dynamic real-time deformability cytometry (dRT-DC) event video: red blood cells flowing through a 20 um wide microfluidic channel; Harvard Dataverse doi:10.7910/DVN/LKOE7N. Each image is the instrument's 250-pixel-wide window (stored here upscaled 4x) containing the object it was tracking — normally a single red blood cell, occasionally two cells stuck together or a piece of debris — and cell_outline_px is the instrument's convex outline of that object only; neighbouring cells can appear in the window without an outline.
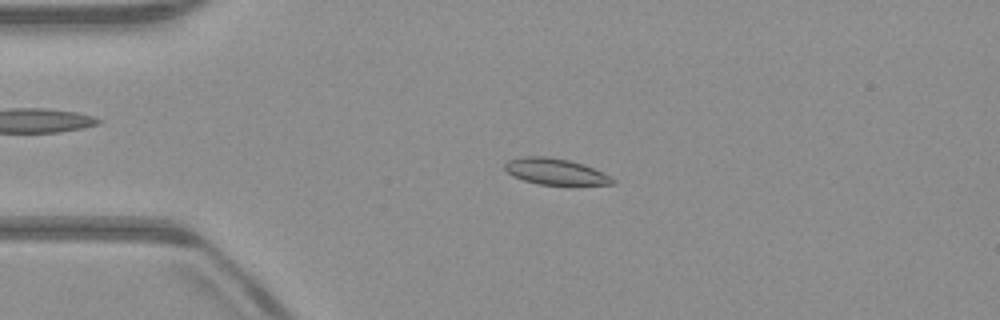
{"species": "common noctule bat (a hibernating species)", "species_latin": "Nyctalus noctula", "temperature_condition": "warm", "stored_images_in_passage": 52, "camera_frame_rate_fps": 3000, "um_per_image_px": 0.085, "animal": {"sex": "male", "body_mass_g": 23.1, "forearm_length_mm": 52.7}, "frame": {"image": 1, "passage_image": 12, "time_ms": 3.667, "image_size_px": [1000, 320], "cell_outline_px": [[616, 180], [612, 184], [536, 184], [512, 176], [504, 168], [504, 164], [508, 160], [524, 156], [548, 156], [568, 160], [584, 164]], "centroid_in_image_um": [47.13, 14.56], "position_along_channel_um": 37.9, "area_um2": 16.13}}
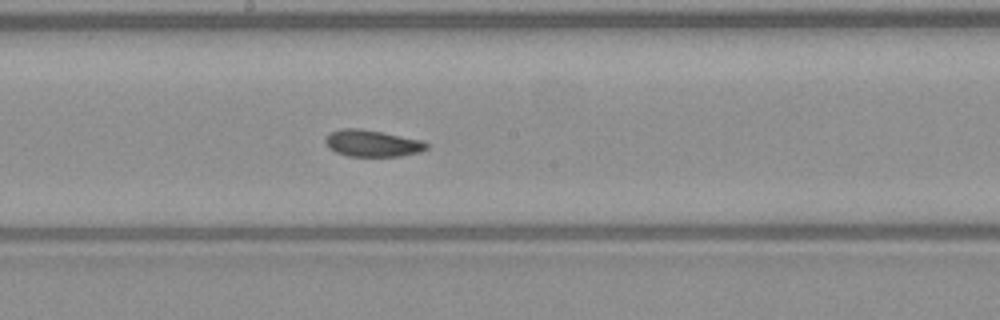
{"frame": {"image": 2, "passage_image": 28, "time_ms": 9.0, "image_size_px": [1000, 320], "cell_outline_px": [[428, 148], [420, 152], [400, 156], [348, 156], [336, 152], [328, 148], [324, 140], [332, 132], [340, 128], [360, 128], [424, 140], [428, 144]], "centroid_in_image_um": [31.66, 12.18], "position_along_channel_um": 216.5, "area_um2": 15.78}}
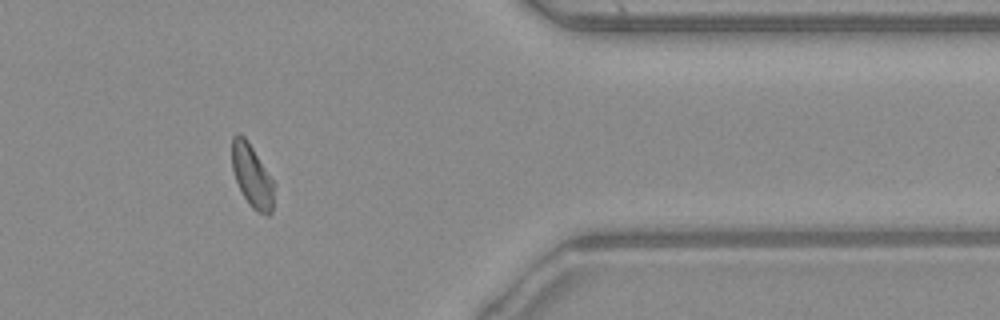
{"frame": {"image": 3, "passage_image": 43, "time_ms": 14.0, "image_size_px": [1000, 320], "cell_outline_px": [[276, 184], [272, 212], [268, 216], [256, 212], [248, 204], [236, 180], [232, 168], [232, 136], [236, 132], [240, 132], [248, 140]], "centroid_in_image_um": [21.45, 14.95], "position_along_channel_um": 390.0, "area_um2": 15.84}, "authors_computed_cell_mechanics": {"area_um2": 16.0684, "velocity_mm_per_s": 3.955, "shape_relaxation_time_tau1_ms": 5.7531, "shape_relaxation_time_tau2_ms": 2.0872, "deformation_change_tau1": 0.134, "deformation_change_tau2": 0.0782}}